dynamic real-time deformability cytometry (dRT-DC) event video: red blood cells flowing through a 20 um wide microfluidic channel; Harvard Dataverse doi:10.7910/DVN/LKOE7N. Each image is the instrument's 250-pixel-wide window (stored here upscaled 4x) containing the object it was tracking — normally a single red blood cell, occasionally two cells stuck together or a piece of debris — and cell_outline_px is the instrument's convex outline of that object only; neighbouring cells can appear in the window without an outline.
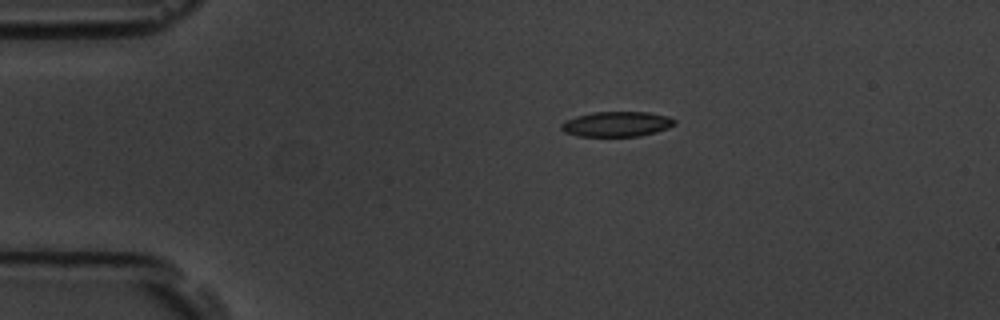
{"species": "common noctule bat (a hibernating species)", "species_latin": "Nyctalus noctula", "temperature_condition": "room temperature", "stored_images_in_passage": 44, "camera_frame_rate_fps": 3000, "um_per_image_px": 0.085, "animal": {"sex": "male", "body_mass_g": 19.5, "forearm_length_mm": 54.6}, "frame": {"image": 1, "passage_image": 1, "time_ms": 0.0, "image_size_px": [1000, 320], "cell_outline_px": [[676, 124], [668, 128], [656, 132], [640, 136], [580, 136], [564, 132], [560, 128], [560, 124], [564, 120], [576, 116], [592, 112], [648, 112], [668, 116], [676, 120]], "centroid_in_image_um": [52.42, 10.54], "position_along_channel_um": 32.6, "area_um2": 16.7}}
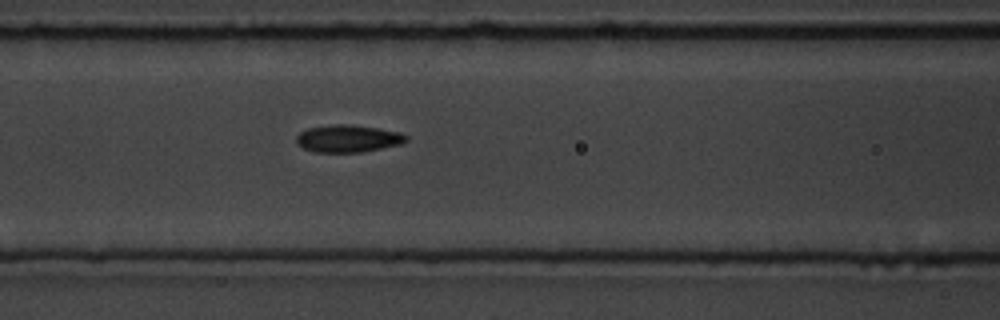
{"frame": {"image": 2, "passage_image": 13, "time_ms": 4.0, "image_size_px": [1000, 320], "cell_outline_px": [[408, 140], [400, 144], [360, 152], [316, 152], [304, 148], [296, 144], [296, 136], [300, 132], [308, 128], [332, 124], [352, 124], [400, 132], [408, 136]], "centroid_in_image_um": [29.56, 11.77], "position_along_channel_um": 137.0, "area_um2": 17.46}}
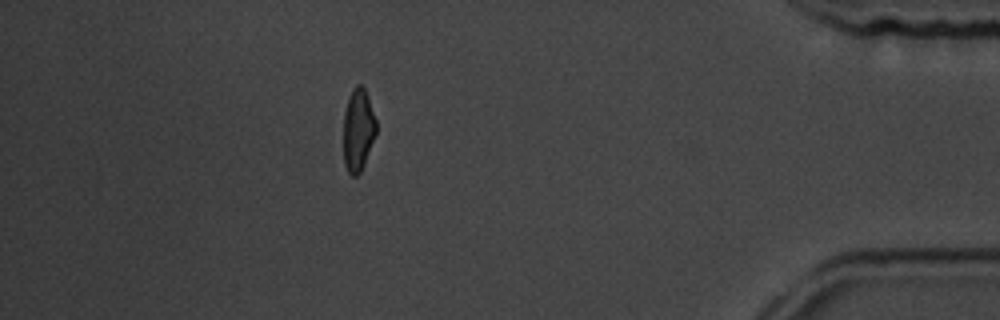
{"frame": {"image": 3, "passage_image": 38, "time_ms": 12.333, "image_size_px": [1000, 320], "cell_outline_px": [[376, 132], [364, 164], [360, 172], [356, 176], [352, 176], [348, 172], [344, 164], [344, 112], [348, 96], [352, 88], [356, 84], [360, 84], [364, 88], [368, 96], [376, 120]], "centroid_in_image_um": [30.43, 11.01], "position_along_channel_um": 404.8, "area_um2": 15.72}, "authors_computed_cell_mechanics": {"area_um2": 16.7909, "velocity_mm_per_s": 3.7807, "shape_relaxation_time_tau1_ms": 4.0533, "shape_relaxation_time_tau2_ms": 2.209, "deformation_change_tau1": 0.1317, "deformation_change_tau2": 0.0804}}